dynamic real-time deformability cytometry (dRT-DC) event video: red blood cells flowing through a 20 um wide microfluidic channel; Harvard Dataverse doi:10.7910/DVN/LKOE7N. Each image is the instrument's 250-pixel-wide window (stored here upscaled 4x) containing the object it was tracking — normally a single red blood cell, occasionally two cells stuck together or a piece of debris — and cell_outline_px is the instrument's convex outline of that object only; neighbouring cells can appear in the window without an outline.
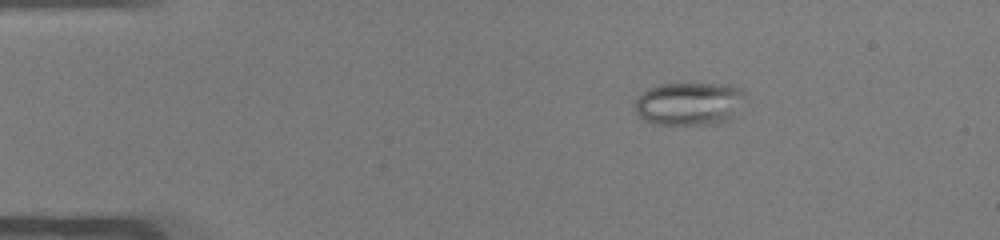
{"species": "common noctule bat (a hibernating species)", "species_latin": "Nyctalus noctula", "temperature_condition": "warm", "stored_images_in_passage": 42, "camera_frame_rate_fps": 3000, "um_per_image_px": 0.085, "animal": {"sex": "male", "body_mass_g": 19.0, "forearm_length_mm": 50.8}, "frame": {"image": 1, "passage_image": 1, "time_ms": 0.0, "image_size_px": [1000, 240], "cell_outline_px": [[748, 96], [732, 120], [712, 124], [656, 124], [644, 120], [636, 112], [636, 100], [648, 88], [660, 84], [732, 84], [748, 92]], "centroid_in_image_um": [58.69, 8.81], "position_along_channel_um": 26.3, "area_um2": 28.09}}
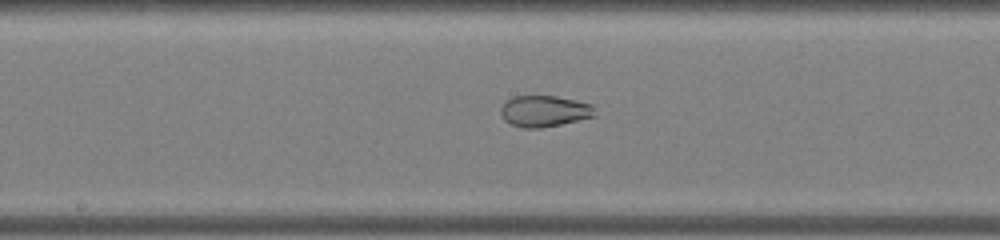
{"frame": {"image": 2, "passage_image": 19, "time_ms": 6.0, "image_size_px": [1000, 240], "cell_outline_px": [[596, 116], [560, 124], [540, 128], [524, 128], [512, 124], [504, 120], [500, 112], [500, 108], [504, 100], [512, 96], [556, 96], [576, 100], [592, 104]], "centroid_in_image_um": [46.24, 9.43], "position_along_channel_um": 202.0, "area_um2": 17.22}}
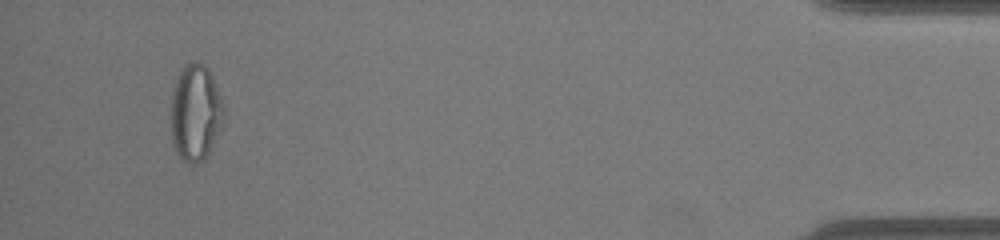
{"frame": {"image": 3, "passage_image": 40, "time_ms": 13.0, "image_size_px": [1000, 240], "cell_outline_px": [[224, 120], [204, 160], [196, 164], [180, 160], [176, 152], [172, 140], [172, 88], [176, 76], [184, 64], [192, 60], [200, 60], [208, 68], [212, 76], [224, 104]], "centroid_in_image_um": [16.61, 9.52], "position_along_channel_um": 418.6, "area_um2": 30.0}, "authors_computed_cell_mechanics": {"area_um2": 24.276, "velocity_mm_per_s": 4.0787, "shape_relaxation_time_tau1_ms": null, "shape_relaxation_time_tau2_ms": 1.0947, "deformation_change_tau1": null, "deformation_change_tau2": 0.0609}}